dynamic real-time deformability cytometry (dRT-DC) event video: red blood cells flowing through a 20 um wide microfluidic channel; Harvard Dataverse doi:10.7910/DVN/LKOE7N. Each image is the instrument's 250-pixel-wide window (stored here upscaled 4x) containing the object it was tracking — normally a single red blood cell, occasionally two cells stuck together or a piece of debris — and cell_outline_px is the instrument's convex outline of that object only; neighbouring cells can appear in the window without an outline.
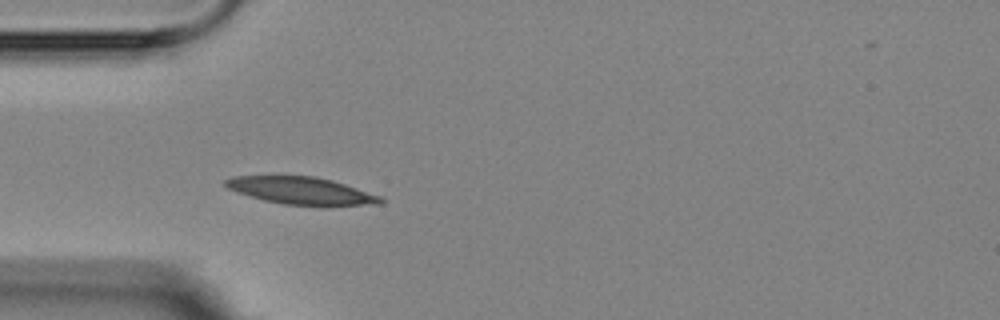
{"species": "Egyptian fruit bat (a non-hibernating species)", "species_latin": "Rousettus aegyptiacus", "temperature_condition": "room temperature", "stored_images_in_passage": 5, "camera_frame_rate_fps": 3000, "um_per_image_px": 0.085, "animal": {"sex": "female"}, "frame": {"image": 1, "passage_image": 5, "time_ms": 4.667, "image_size_px": [1000, 320], "cell_outline_px": [[384, 204], [328, 208], [284, 204], [264, 200], [228, 188], [224, 184], [224, 180], [232, 176], [316, 176], [332, 180], [380, 196], [384, 200]], "centroid_in_image_um": [25.73, 16.25], "position_along_channel_um": 59.3, "area_um2": 25.26}}